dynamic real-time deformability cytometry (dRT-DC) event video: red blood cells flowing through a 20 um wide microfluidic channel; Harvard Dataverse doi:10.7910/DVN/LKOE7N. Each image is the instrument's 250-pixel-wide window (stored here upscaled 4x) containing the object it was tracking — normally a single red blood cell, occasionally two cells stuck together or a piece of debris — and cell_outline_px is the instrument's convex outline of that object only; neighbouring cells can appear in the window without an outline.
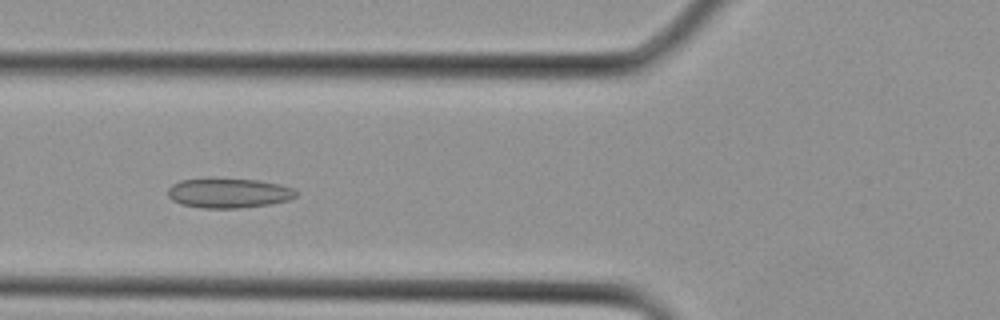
{"species": "Egyptian fruit bat (a non-hibernating species)", "species_latin": "Rousettus aegyptiacus", "temperature_condition": "cold", "stored_images_in_passage": 24, "camera_frame_rate_fps": 3000, "um_per_image_px": 0.085, "animal": {"sex": "female"}, "frame": {"image": 1, "passage_image": 6, "time_ms": 1.667, "image_size_px": [1000, 320], "cell_outline_px": [[296, 196], [288, 200], [272, 204], [240, 208], [204, 208], [180, 204], [172, 200], [168, 196], [168, 188], [172, 184], [180, 180], [208, 176], [212, 176], [260, 180], [280, 184], [292, 188], [296, 192]], "centroid_in_image_um": [19.39, 16.37], "position_along_channel_um": 106.4, "area_um2": 23.0}}
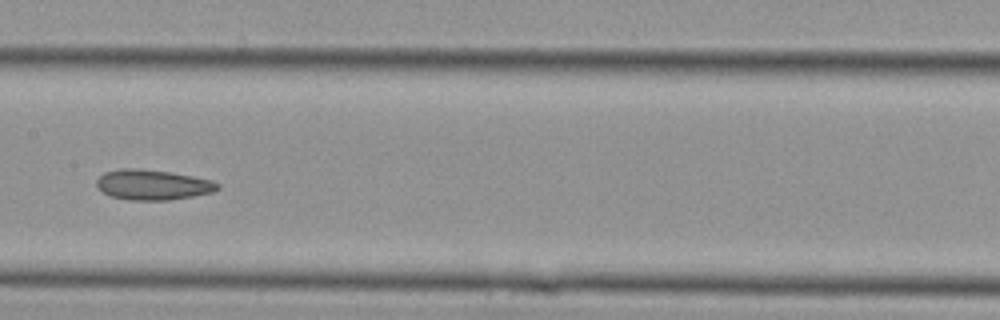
{"frame": {"image": 2, "passage_image": 10, "time_ms": 3.0, "image_size_px": [1000, 320], "cell_outline_px": [[220, 188], [212, 192], [192, 196], [168, 200], [128, 200], [112, 196], [104, 192], [96, 184], [96, 180], [104, 172], [120, 168], [132, 168], [168, 172], [192, 176], [212, 180], [220, 184]], "centroid_in_image_um": [12.98, 15.7], "position_along_channel_um": 194.4, "area_um2": 21.1}}
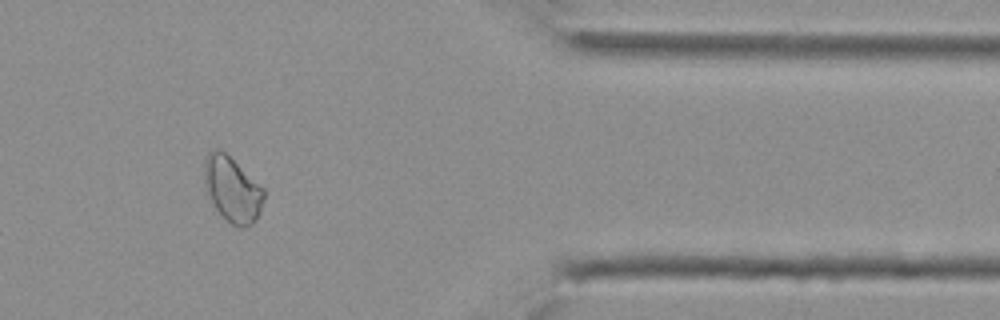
{"frame": {"image": 3, "passage_image": 20, "time_ms": 6.333, "image_size_px": [1000, 320], "cell_outline_px": [[264, 200], [260, 212], [256, 220], [252, 224], [244, 228], [236, 228], [220, 216], [208, 192], [204, 180], [204, 160], [208, 152], [216, 148], [220, 148], [264, 188]], "centroid_in_image_um": [19.76, 16.12], "position_along_channel_um": 391.6, "area_um2": 22.72}}